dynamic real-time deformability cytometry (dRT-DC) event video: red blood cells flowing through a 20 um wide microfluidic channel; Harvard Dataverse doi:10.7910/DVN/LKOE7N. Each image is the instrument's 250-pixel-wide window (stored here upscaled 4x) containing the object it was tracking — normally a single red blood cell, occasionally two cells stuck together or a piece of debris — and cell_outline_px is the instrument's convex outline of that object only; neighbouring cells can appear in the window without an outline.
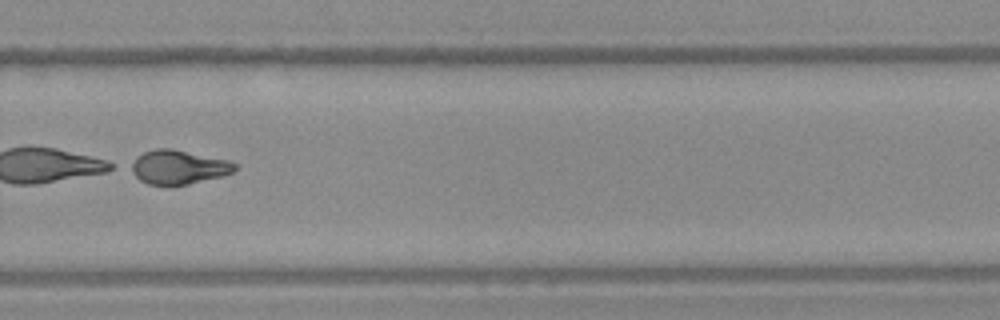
{"species": "Egyptian fruit bat (a non-hibernating species)", "species_latin": "Rousettus aegyptiacus", "temperature_condition": "warm", "stored_images_in_passage": 51, "camera_frame_rate_fps": 3000, "um_per_image_px": 0.085, "frame": {"image": 1, "passage_image": 36, "time_ms": 11.667, "image_size_px": [1000, 320], "cell_outline_px": [[236, 168], [232, 172], [224, 176], [188, 184], [148, 184], [140, 180], [124, 168], [136, 156], [144, 152], [156, 148], [172, 148], [228, 160], [236, 164]], "centroid_in_image_um": [15.08, 14.19], "position_along_channel_um": 314.7, "area_um2": 20.87}}